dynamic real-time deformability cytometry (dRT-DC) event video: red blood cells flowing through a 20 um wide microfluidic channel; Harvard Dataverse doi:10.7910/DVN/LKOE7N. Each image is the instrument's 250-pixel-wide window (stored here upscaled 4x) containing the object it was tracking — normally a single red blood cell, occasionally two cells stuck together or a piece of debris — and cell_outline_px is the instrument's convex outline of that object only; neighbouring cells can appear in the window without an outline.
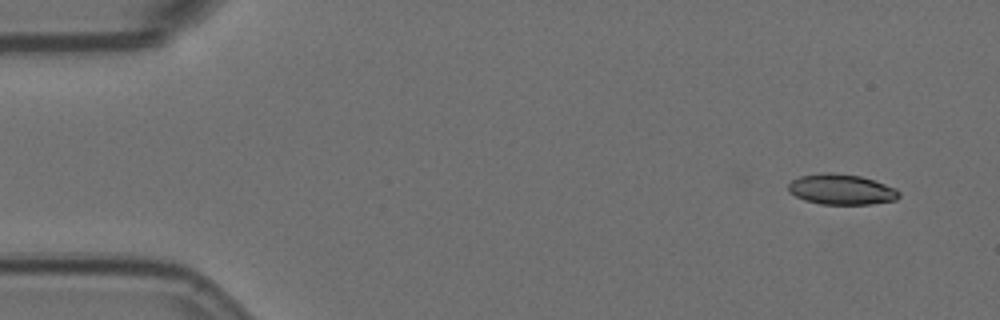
{"species": "Egyptian fruit bat (a non-hibernating species)", "species_latin": "Rousettus aegyptiacus", "temperature_condition": "room temperature", "stored_images_in_passage": 6, "camera_frame_rate_fps": 3000, "um_per_image_px": 0.085, "animal": {"sex": "female"}, "frame": {"image": 1, "passage_image": 1, "time_ms": 0.0, "image_size_px": [1000, 320], "cell_outline_px": [[900, 196], [896, 200], [872, 204], [820, 204], [804, 200], [788, 192], [788, 184], [792, 180], [800, 176], [828, 172], [860, 176], [896, 188], [900, 192]], "centroid_in_image_um": [71.51, 16.11], "position_along_channel_um": 13.5, "area_um2": 19.59}}
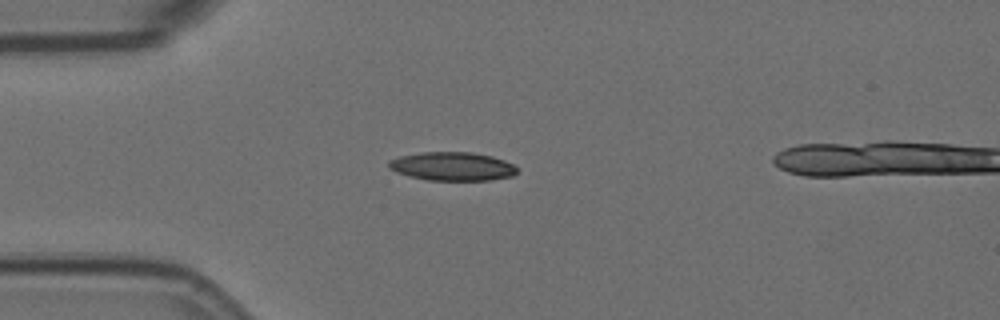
{"frame": {"image": 2, "passage_image": 4, "time_ms": 1.0, "image_size_px": [1000, 320], "cell_outline_px": [[516, 172], [512, 176], [492, 180], [428, 180], [408, 176], [396, 172], [388, 168], [388, 160], [400, 156], [420, 152], [472, 152], [492, 156], [504, 160], [512, 164], [516, 168]], "centroid_in_image_um": [38.41, 14.14], "position_along_channel_um": 46.6, "area_um2": 21.44}}